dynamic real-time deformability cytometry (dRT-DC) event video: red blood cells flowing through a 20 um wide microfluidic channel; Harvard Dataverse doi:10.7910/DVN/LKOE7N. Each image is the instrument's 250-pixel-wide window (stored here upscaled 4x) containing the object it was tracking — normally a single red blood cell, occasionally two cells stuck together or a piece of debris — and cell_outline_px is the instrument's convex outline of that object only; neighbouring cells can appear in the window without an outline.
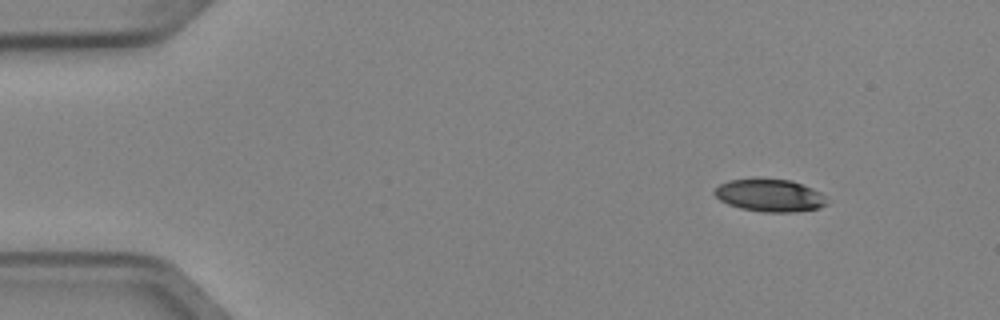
{"species": "Egyptian fruit bat (a non-hibernating species)", "species_latin": "Rousettus aegyptiacus", "temperature_condition": "cold", "stored_images_in_passage": 2, "camera_frame_rate_fps": 3000, "um_per_image_px": 0.085, "animal": {"sex": "female"}, "frame": {"image": 1, "passage_image": 1, "time_ms": 0.0, "image_size_px": [1000, 320], "cell_outline_px": [[828, 204], [820, 208], [796, 212], [764, 212], [740, 208], [728, 204], [720, 200], [712, 192], [720, 184], [728, 180], [792, 180], [812, 188], [820, 192], [824, 196]], "centroid_in_image_um": [65.45, 16.63], "position_along_channel_um": 19.5, "area_um2": 21.04}}